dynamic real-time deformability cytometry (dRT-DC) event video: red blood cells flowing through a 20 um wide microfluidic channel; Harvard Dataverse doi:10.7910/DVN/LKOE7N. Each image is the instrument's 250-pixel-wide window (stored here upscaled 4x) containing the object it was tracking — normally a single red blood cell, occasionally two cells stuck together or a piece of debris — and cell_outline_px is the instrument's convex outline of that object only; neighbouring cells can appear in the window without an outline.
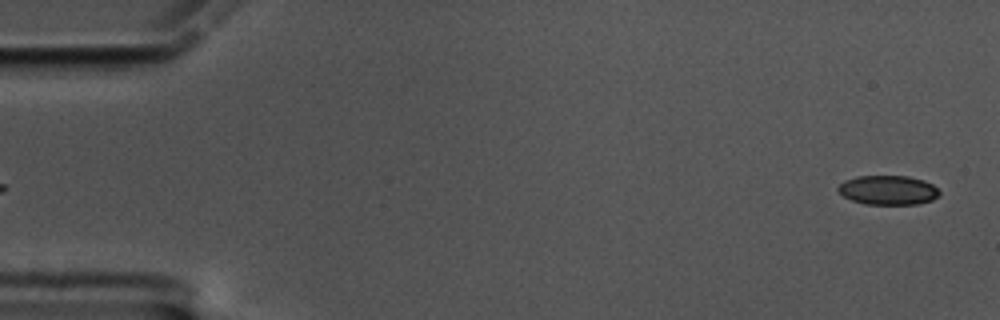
{"species": "common noctule bat (a hibernating species)", "species_latin": "Nyctalus noctula", "temperature_condition": "cold", "stored_images_in_passage": 59, "camera_frame_rate_fps": 3000, "um_per_image_px": 0.085, "animal": {"sex": "male", "body_mass_g": 17.5, "forearm_length_mm": 52.3}, "frame": {"image": 1, "passage_image": 2, "time_ms": 0.333, "image_size_px": [1000, 320], "cell_outline_px": [[940, 192], [932, 200], [916, 204], [864, 204], [852, 200], [844, 196], [836, 188], [844, 180], [856, 176], [908, 176], [924, 180], [932, 184]], "centroid_in_image_um": [75.46, 16.15], "position_along_channel_um": 9.5, "area_um2": 17.22}}
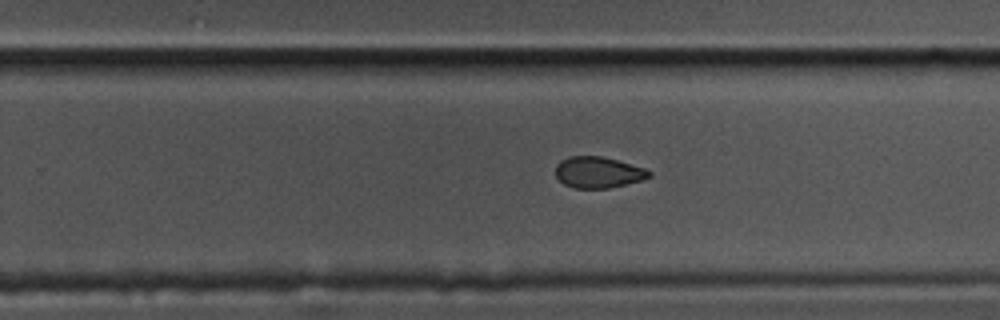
{"frame": {"image": 2, "passage_image": 37, "time_ms": 12.0, "image_size_px": [1000, 320], "cell_outline_px": [[652, 176], [644, 180], [608, 188], [576, 188], [564, 184], [556, 176], [556, 164], [560, 160], [568, 156], [600, 156], [616, 160], [644, 168], [652, 172]], "centroid_in_image_um": [50.85, 14.65], "position_along_channel_um": 279.0, "area_um2": 16.99}}
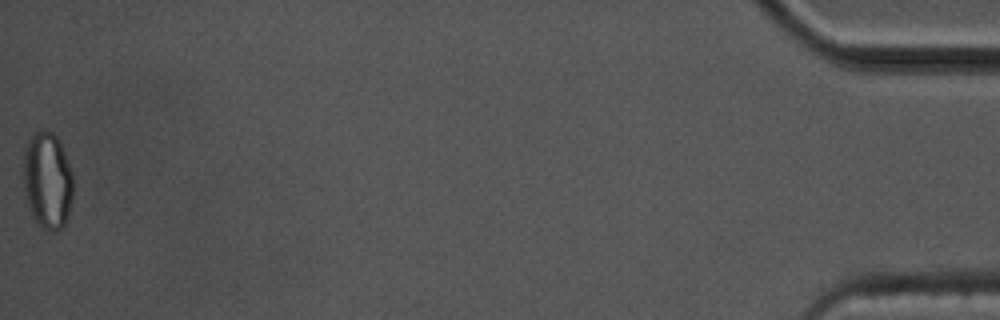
{"frame": {"image": 3, "passage_image": 59, "time_ms": 19.333, "image_size_px": [1000, 320], "cell_outline_px": [[72, 200], [64, 224], [56, 232], [48, 232], [32, 220], [24, 188], [24, 148], [28, 140], [40, 128], [52, 132], [56, 136], [60, 144], [72, 172]], "centroid_in_image_um": [4.02, 15.36], "position_along_channel_um": 431.2, "area_um2": 28.09}, "authors_computed_cell_mechanics": {"area_um2": 18.2648, "velocity_mm_per_s": 3.4155, "shape_relaxation_time_tau1_ms": null, "shape_relaxation_time_tau2_ms": 3.4438, "deformation_change_tau1": null, "deformation_change_tau2": 0.0761}}